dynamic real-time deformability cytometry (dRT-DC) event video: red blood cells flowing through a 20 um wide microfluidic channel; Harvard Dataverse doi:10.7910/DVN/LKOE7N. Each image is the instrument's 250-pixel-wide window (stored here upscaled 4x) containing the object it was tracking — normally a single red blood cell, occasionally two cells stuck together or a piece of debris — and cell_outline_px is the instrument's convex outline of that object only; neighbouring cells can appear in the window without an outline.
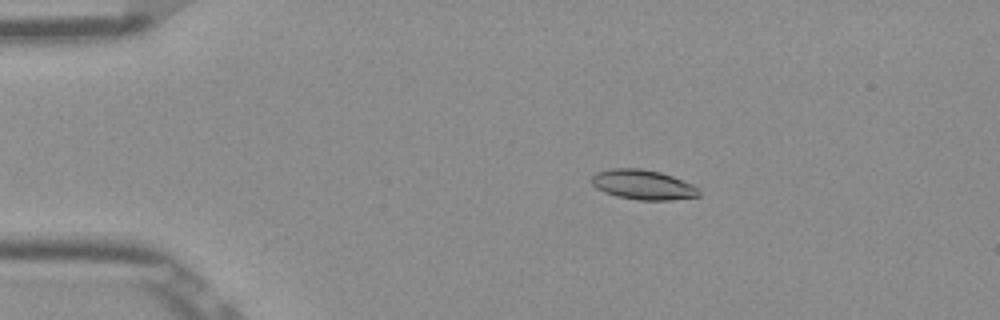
{"species": "Egyptian fruit bat (a non-hibernating species)", "species_latin": "Rousettus aegyptiacus", "temperature_condition": "room temperature", "stored_images_in_passage": 53, "camera_frame_rate_fps": 3000, "um_per_image_px": 0.085, "frame": {"image": 1, "passage_image": 11, "time_ms": 3.333, "image_size_px": [1000, 320], "cell_outline_px": [[700, 196], [672, 200], [640, 200], [616, 196], [604, 192], [596, 188], [592, 184], [592, 176], [596, 172], [612, 168], [640, 168], [660, 172], [672, 176], [692, 184], [700, 192]], "centroid_in_image_um": [54.64, 15.7], "position_along_channel_um": 30.4, "area_um2": 18.61}}
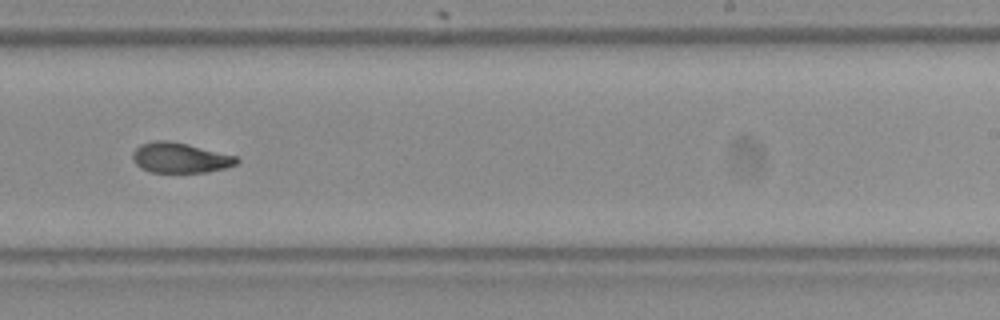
{"frame": {"image": 2, "passage_image": 34, "time_ms": 11.0, "image_size_px": [1000, 320], "cell_outline_px": [[240, 160], [236, 164], [224, 168], [204, 172], [152, 172], [140, 168], [132, 160], [132, 152], [140, 144], [156, 140], [168, 140], [188, 144], [240, 156]], "centroid_in_image_um": [15.32, 13.4], "position_along_channel_um": 273.7, "area_um2": 18.5}}
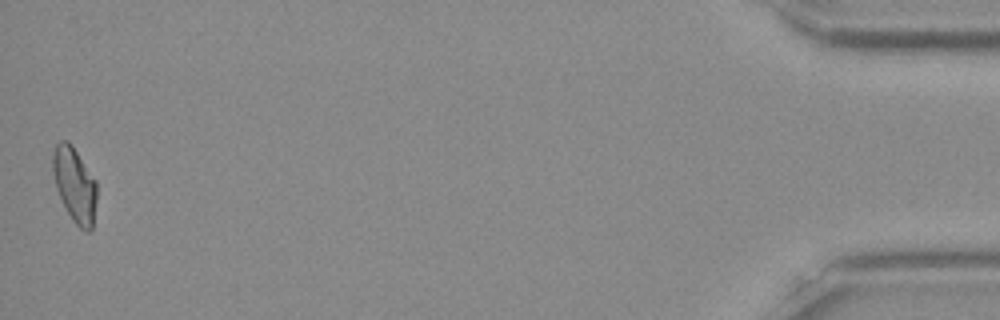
{"frame": {"image": 3, "passage_image": 53, "time_ms": 17.333, "image_size_px": [1000, 320], "cell_outline_px": [[96, 200], [92, 232], [88, 232], [80, 228], [72, 220], [56, 188], [52, 172], [52, 152], [56, 144], [60, 140], [68, 140], [72, 144], [96, 180]], "centroid_in_image_um": [6.34, 15.68], "position_along_channel_um": 428.9, "area_um2": 19.31}, "authors_computed_cell_mechanics": {"area_um2": 18.9584, "velocity_mm_per_s": 3.9036, "shape_relaxation_time_tau1_ms": 6.2763, "shape_relaxation_time_tau2_ms": 2.4944, "deformation_change_tau1": 0.1872, "deformation_change_tau2": 0.078}}